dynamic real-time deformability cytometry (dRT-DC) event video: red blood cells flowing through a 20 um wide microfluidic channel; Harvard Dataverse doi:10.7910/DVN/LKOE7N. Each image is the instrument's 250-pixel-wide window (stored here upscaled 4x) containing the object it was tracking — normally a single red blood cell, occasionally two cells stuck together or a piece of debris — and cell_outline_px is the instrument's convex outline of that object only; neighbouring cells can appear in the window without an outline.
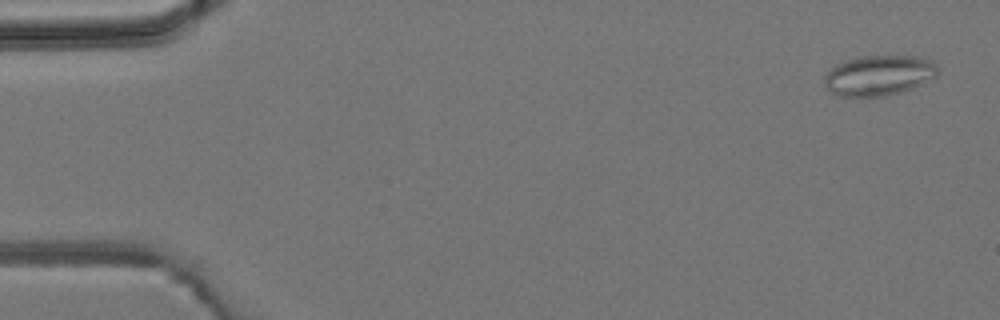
{"species": "common noctule bat (a hibernating species)", "species_latin": "Nyctalus noctula", "temperature_condition": "room temperature", "stored_images_in_passage": 6, "camera_frame_rate_fps": 3000, "um_per_image_px": 0.085, "animal": {"sex": "male", "body_mass_g": 19.2, "forearm_length_mm": 51.8}, "frame": {"image": 1, "passage_image": 1, "time_ms": 0.0, "image_size_px": [1000, 320], "cell_outline_px": [[940, 72], [936, 76], [912, 88], [900, 92], [884, 96], [840, 96], [832, 92], [824, 84], [824, 76], [836, 64], [848, 60], [864, 56], [916, 56], [932, 60]], "centroid_in_image_um": [74.72, 6.4], "position_along_channel_um": 10.3, "area_um2": 26.36}}
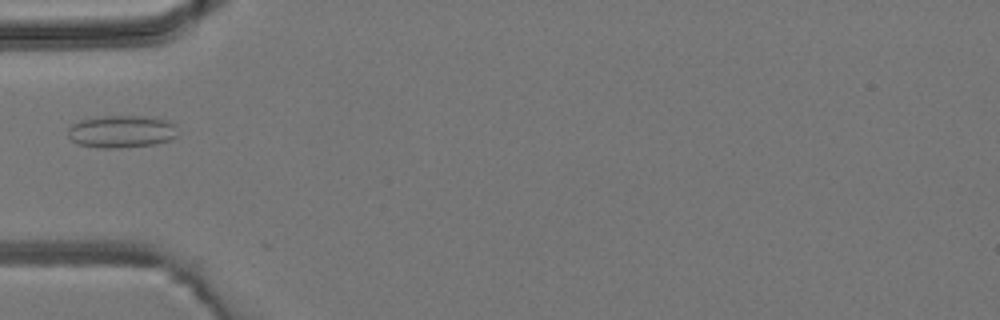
{"frame": {"image": 2, "passage_image": 5, "time_ms": 4.667, "image_size_px": [1000, 320], "cell_outline_px": [[176, 136], [172, 140], [156, 144], [120, 148], [100, 148], [76, 144], [68, 136], [68, 128], [72, 124], [80, 120], [104, 116], [152, 116], [168, 120], [176, 124]], "centroid_in_image_um": [10.36, 11.18], "position_along_channel_um": 74.6, "area_um2": 21.1}}